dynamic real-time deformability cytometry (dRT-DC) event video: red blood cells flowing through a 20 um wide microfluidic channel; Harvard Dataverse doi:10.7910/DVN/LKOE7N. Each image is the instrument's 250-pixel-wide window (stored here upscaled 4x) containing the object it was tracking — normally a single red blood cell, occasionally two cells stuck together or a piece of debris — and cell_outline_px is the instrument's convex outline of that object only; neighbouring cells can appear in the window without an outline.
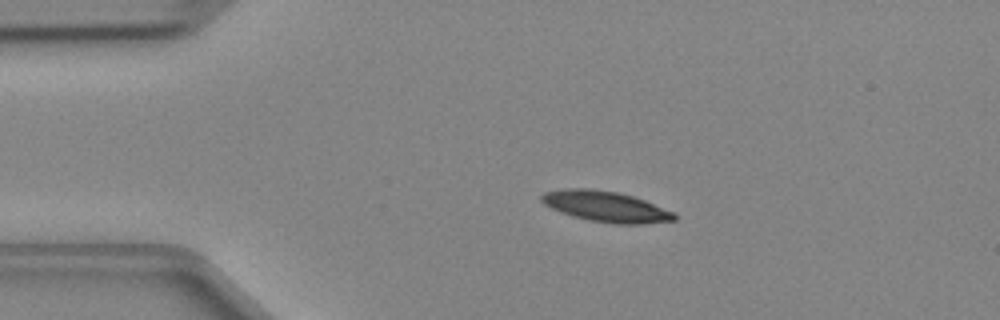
{"species": "Egyptian fruit bat (a non-hibernating species)", "species_latin": "Rousettus aegyptiacus", "temperature_condition": "cold", "stored_images_in_passage": 39, "camera_frame_rate_fps": 3000, "um_per_image_px": 0.085, "animal": {"sex": "female"}, "frame": {"image": 1, "passage_image": 1, "time_ms": 0.0, "image_size_px": [1000, 320], "cell_outline_px": [[676, 220], [644, 224], [612, 224], [588, 220], [572, 216], [560, 212], [544, 204], [540, 200], [540, 196], [544, 192], [564, 188], [588, 188], [616, 192], [632, 196], [644, 200], [676, 212]], "centroid_in_image_um": [51.5, 17.56], "position_along_channel_um": 33.5, "area_um2": 23.93}}
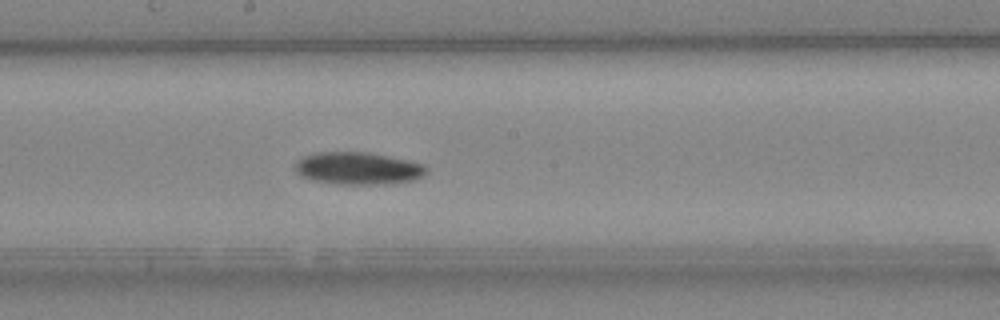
{"frame": {"image": 2, "passage_image": 17, "time_ms": 5.333, "image_size_px": [1000, 320], "cell_outline_px": [[428, 172], [424, 176], [416, 180], [384, 184], [340, 184], [312, 180], [300, 176], [296, 172], [296, 160], [304, 156], [316, 152], [368, 152], [408, 160], [424, 164], [428, 168]], "centroid_in_image_um": [30.46, 14.31], "position_along_channel_um": 217.7, "area_um2": 24.97}}
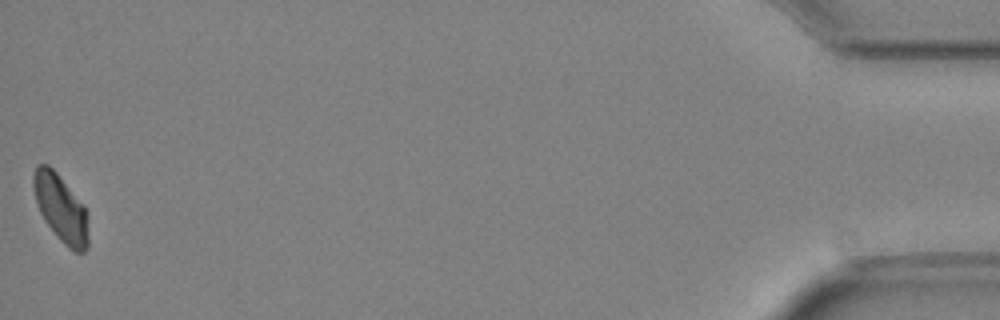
{"frame": {"image": 3, "passage_image": 39, "time_ms": 12.667, "image_size_px": [1000, 320], "cell_outline_px": [[88, 248], [84, 252], [76, 252], [68, 248], [56, 236], [44, 220], [40, 212], [32, 188], [32, 176], [36, 164], [48, 164], [56, 172], [84, 204], [88, 216]], "centroid_in_image_um": [5.17, 17.7], "position_along_channel_um": 430.0, "area_um2": 21.85}}